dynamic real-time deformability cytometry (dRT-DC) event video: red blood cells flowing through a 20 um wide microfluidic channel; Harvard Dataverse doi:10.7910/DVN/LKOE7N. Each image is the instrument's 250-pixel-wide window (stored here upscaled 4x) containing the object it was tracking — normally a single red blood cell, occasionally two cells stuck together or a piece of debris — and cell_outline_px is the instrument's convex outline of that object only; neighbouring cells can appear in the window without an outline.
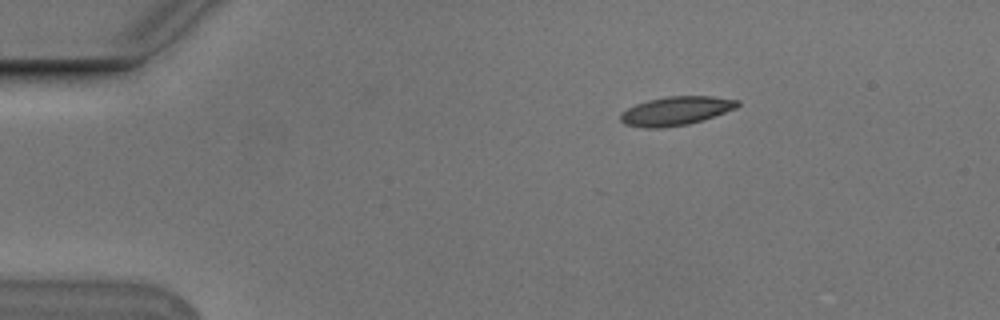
{"species": "Egyptian fruit bat (a non-hibernating species)", "species_latin": "Rousettus aegyptiacus", "temperature_condition": "cold", "stored_images_in_passage": 47, "camera_frame_rate_fps": 3000, "um_per_image_px": 0.085, "animal": {"sex": "male"}, "frame": {"image": 1, "passage_image": 1, "time_ms": 0.0, "image_size_px": [1000, 320], "cell_outline_px": [[740, 104], [736, 108], [688, 124], [660, 128], [644, 128], [624, 124], [620, 120], [620, 112], [636, 104], [648, 100], [668, 96], [712, 96], [740, 100]], "centroid_in_image_um": [57.42, 9.42], "position_along_channel_um": 27.6, "area_um2": 19.48}}
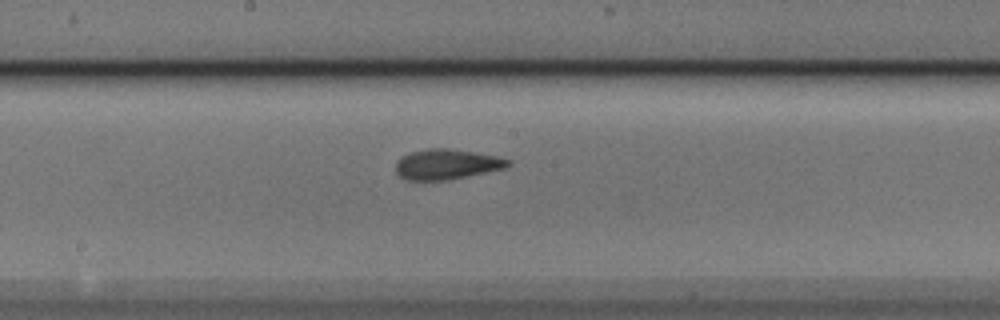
{"frame": {"image": 2, "passage_image": 21, "time_ms": 6.667, "image_size_px": [1000, 320], "cell_outline_px": [[512, 164], [504, 168], [468, 176], [448, 180], [408, 180], [400, 176], [396, 172], [396, 160], [400, 156], [412, 152], [428, 148], [448, 148], [496, 156], [512, 160]], "centroid_in_image_um": [37.96, 13.96], "position_along_channel_um": 210.2, "area_um2": 19.77}}
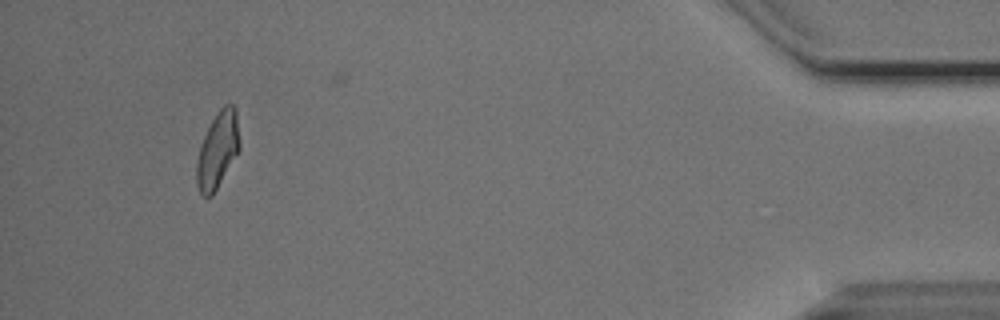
{"frame": {"image": 3, "passage_image": 43, "time_ms": 14.0, "image_size_px": [1000, 320], "cell_outline_px": [[240, 148], [212, 196], [204, 196], [200, 192], [196, 184], [196, 164], [200, 148], [204, 136], [212, 120], [220, 108], [224, 104], [232, 104], [236, 108], [240, 140]], "centroid_in_image_um": [18.51, 12.73], "position_along_channel_um": 416.7, "area_um2": 18.84}, "authors_computed_cell_mechanics": {"area_um2": 19.4786, "velocity_mm_per_s": 3.752, "shape_relaxation_time_tau1_ms": 5.3333, "shape_relaxation_time_tau2_ms": 2.3791, "deformation_change_tau1": 0.1354, "deformation_change_tau2": 0.0797}}